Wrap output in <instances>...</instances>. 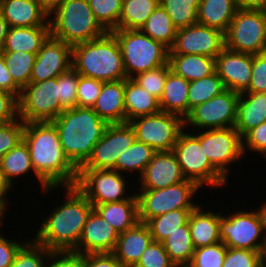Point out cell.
I'll use <instances>...</instances> for the list:
<instances>
[{
    "mask_svg": "<svg viewBox=\"0 0 266 267\" xmlns=\"http://www.w3.org/2000/svg\"><path fill=\"white\" fill-rule=\"evenodd\" d=\"M23 140L42 191L48 194L62 186H75L78 169L65 156L52 122L24 123Z\"/></svg>",
    "mask_w": 266,
    "mask_h": 267,
    "instance_id": "obj_1",
    "label": "cell"
},
{
    "mask_svg": "<svg viewBox=\"0 0 266 267\" xmlns=\"http://www.w3.org/2000/svg\"><path fill=\"white\" fill-rule=\"evenodd\" d=\"M64 189L65 202L57 205L43 219L36 236L32 238L51 251L74 250L79 243L83 227L93 209L92 203L76 188Z\"/></svg>",
    "mask_w": 266,
    "mask_h": 267,
    "instance_id": "obj_2",
    "label": "cell"
},
{
    "mask_svg": "<svg viewBox=\"0 0 266 267\" xmlns=\"http://www.w3.org/2000/svg\"><path fill=\"white\" fill-rule=\"evenodd\" d=\"M52 123L65 156L77 169L91 156L108 125L92 108L86 107L64 110Z\"/></svg>",
    "mask_w": 266,
    "mask_h": 267,
    "instance_id": "obj_3",
    "label": "cell"
},
{
    "mask_svg": "<svg viewBox=\"0 0 266 267\" xmlns=\"http://www.w3.org/2000/svg\"><path fill=\"white\" fill-rule=\"evenodd\" d=\"M72 67L103 82L127 79L118 40L112 32L72 47Z\"/></svg>",
    "mask_w": 266,
    "mask_h": 267,
    "instance_id": "obj_4",
    "label": "cell"
},
{
    "mask_svg": "<svg viewBox=\"0 0 266 267\" xmlns=\"http://www.w3.org/2000/svg\"><path fill=\"white\" fill-rule=\"evenodd\" d=\"M50 36L74 46L103 36L88 0H64L49 17Z\"/></svg>",
    "mask_w": 266,
    "mask_h": 267,
    "instance_id": "obj_5",
    "label": "cell"
},
{
    "mask_svg": "<svg viewBox=\"0 0 266 267\" xmlns=\"http://www.w3.org/2000/svg\"><path fill=\"white\" fill-rule=\"evenodd\" d=\"M112 33L118 40L127 78L168 64L170 49L140 29H118Z\"/></svg>",
    "mask_w": 266,
    "mask_h": 267,
    "instance_id": "obj_6",
    "label": "cell"
},
{
    "mask_svg": "<svg viewBox=\"0 0 266 267\" xmlns=\"http://www.w3.org/2000/svg\"><path fill=\"white\" fill-rule=\"evenodd\" d=\"M185 130L184 128L180 132L173 148L184 177L200 187H224L228 181L205 155L204 145L199 141V133L196 131V134H191Z\"/></svg>",
    "mask_w": 266,
    "mask_h": 267,
    "instance_id": "obj_7",
    "label": "cell"
},
{
    "mask_svg": "<svg viewBox=\"0 0 266 267\" xmlns=\"http://www.w3.org/2000/svg\"><path fill=\"white\" fill-rule=\"evenodd\" d=\"M200 189L197 183L186 179L162 189L138 190L135 194L139 221L147 223L151 218L176 209H195L198 205L192 199Z\"/></svg>",
    "mask_w": 266,
    "mask_h": 267,
    "instance_id": "obj_8",
    "label": "cell"
},
{
    "mask_svg": "<svg viewBox=\"0 0 266 267\" xmlns=\"http://www.w3.org/2000/svg\"><path fill=\"white\" fill-rule=\"evenodd\" d=\"M220 212V237L226 247L262 252L266 246L262 207L255 211ZM261 239V240H260ZM260 240V241H259Z\"/></svg>",
    "mask_w": 266,
    "mask_h": 267,
    "instance_id": "obj_9",
    "label": "cell"
},
{
    "mask_svg": "<svg viewBox=\"0 0 266 267\" xmlns=\"http://www.w3.org/2000/svg\"><path fill=\"white\" fill-rule=\"evenodd\" d=\"M64 111L59 103L57 77L30 82L21 89L18 115L24 123L52 122Z\"/></svg>",
    "mask_w": 266,
    "mask_h": 267,
    "instance_id": "obj_10",
    "label": "cell"
},
{
    "mask_svg": "<svg viewBox=\"0 0 266 267\" xmlns=\"http://www.w3.org/2000/svg\"><path fill=\"white\" fill-rule=\"evenodd\" d=\"M225 47L246 54L266 52V20L262 10L237 9L224 34Z\"/></svg>",
    "mask_w": 266,
    "mask_h": 267,
    "instance_id": "obj_11",
    "label": "cell"
},
{
    "mask_svg": "<svg viewBox=\"0 0 266 267\" xmlns=\"http://www.w3.org/2000/svg\"><path fill=\"white\" fill-rule=\"evenodd\" d=\"M137 141L152 147L156 152L171 151L184 129V120L175 114L160 111L129 121Z\"/></svg>",
    "mask_w": 266,
    "mask_h": 267,
    "instance_id": "obj_12",
    "label": "cell"
},
{
    "mask_svg": "<svg viewBox=\"0 0 266 267\" xmlns=\"http://www.w3.org/2000/svg\"><path fill=\"white\" fill-rule=\"evenodd\" d=\"M126 182L124 174L112 169H78L75 186L92 205H98L129 199L133 194L125 195L129 194Z\"/></svg>",
    "mask_w": 266,
    "mask_h": 267,
    "instance_id": "obj_13",
    "label": "cell"
},
{
    "mask_svg": "<svg viewBox=\"0 0 266 267\" xmlns=\"http://www.w3.org/2000/svg\"><path fill=\"white\" fill-rule=\"evenodd\" d=\"M240 93L226 89L212 99L191 109L184 119V128L191 125L203 130L234 127Z\"/></svg>",
    "mask_w": 266,
    "mask_h": 267,
    "instance_id": "obj_14",
    "label": "cell"
},
{
    "mask_svg": "<svg viewBox=\"0 0 266 267\" xmlns=\"http://www.w3.org/2000/svg\"><path fill=\"white\" fill-rule=\"evenodd\" d=\"M199 141L210 163L229 180V166L244 156L239 132L234 127L202 130Z\"/></svg>",
    "mask_w": 266,
    "mask_h": 267,
    "instance_id": "obj_15",
    "label": "cell"
},
{
    "mask_svg": "<svg viewBox=\"0 0 266 267\" xmlns=\"http://www.w3.org/2000/svg\"><path fill=\"white\" fill-rule=\"evenodd\" d=\"M136 140V133L129 122L108 124L91 156L79 169H113L118 156Z\"/></svg>",
    "mask_w": 266,
    "mask_h": 267,
    "instance_id": "obj_16",
    "label": "cell"
},
{
    "mask_svg": "<svg viewBox=\"0 0 266 267\" xmlns=\"http://www.w3.org/2000/svg\"><path fill=\"white\" fill-rule=\"evenodd\" d=\"M224 47V33L197 23L177 29L175 42L169 54H198L216 58Z\"/></svg>",
    "mask_w": 266,
    "mask_h": 267,
    "instance_id": "obj_17",
    "label": "cell"
},
{
    "mask_svg": "<svg viewBox=\"0 0 266 267\" xmlns=\"http://www.w3.org/2000/svg\"><path fill=\"white\" fill-rule=\"evenodd\" d=\"M72 67V46L51 36L36 55L30 82L58 77Z\"/></svg>",
    "mask_w": 266,
    "mask_h": 267,
    "instance_id": "obj_18",
    "label": "cell"
},
{
    "mask_svg": "<svg viewBox=\"0 0 266 267\" xmlns=\"http://www.w3.org/2000/svg\"><path fill=\"white\" fill-rule=\"evenodd\" d=\"M253 55L224 47L215 58V70L226 89L244 93L251 82Z\"/></svg>",
    "mask_w": 266,
    "mask_h": 267,
    "instance_id": "obj_19",
    "label": "cell"
},
{
    "mask_svg": "<svg viewBox=\"0 0 266 267\" xmlns=\"http://www.w3.org/2000/svg\"><path fill=\"white\" fill-rule=\"evenodd\" d=\"M138 178L140 190L162 189L186 180L173 150L156 152Z\"/></svg>",
    "mask_w": 266,
    "mask_h": 267,
    "instance_id": "obj_20",
    "label": "cell"
},
{
    "mask_svg": "<svg viewBox=\"0 0 266 267\" xmlns=\"http://www.w3.org/2000/svg\"><path fill=\"white\" fill-rule=\"evenodd\" d=\"M118 232L94 209L87 217L78 246L73 250L84 255L90 253H113Z\"/></svg>",
    "mask_w": 266,
    "mask_h": 267,
    "instance_id": "obj_21",
    "label": "cell"
},
{
    "mask_svg": "<svg viewBox=\"0 0 266 267\" xmlns=\"http://www.w3.org/2000/svg\"><path fill=\"white\" fill-rule=\"evenodd\" d=\"M152 241L148 225L139 221L119 234L113 254L123 267H133Z\"/></svg>",
    "mask_w": 266,
    "mask_h": 267,
    "instance_id": "obj_22",
    "label": "cell"
},
{
    "mask_svg": "<svg viewBox=\"0 0 266 267\" xmlns=\"http://www.w3.org/2000/svg\"><path fill=\"white\" fill-rule=\"evenodd\" d=\"M0 11L8 27L50 26L36 0H0Z\"/></svg>",
    "mask_w": 266,
    "mask_h": 267,
    "instance_id": "obj_23",
    "label": "cell"
},
{
    "mask_svg": "<svg viewBox=\"0 0 266 267\" xmlns=\"http://www.w3.org/2000/svg\"><path fill=\"white\" fill-rule=\"evenodd\" d=\"M125 79L103 82L93 110L107 124L125 123Z\"/></svg>",
    "mask_w": 266,
    "mask_h": 267,
    "instance_id": "obj_24",
    "label": "cell"
},
{
    "mask_svg": "<svg viewBox=\"0 0 266 267\" xmlns=\"http://www.w3.org/2000/svg\"><path fill=\"white\" fill-rule=\"evenodd\" d=\"M202 208L198 205L192 210L188 220L195 249L221 242L220 212L214 213V211H205Z\"/></svg>",
    "mask_w": 266,
    "mask_h": 267,
    "instance_id": "obj_25",
    "label": "cell"
},
{
    "mask_svg": "<svg viewBox=\"0 0 266 267\" xmlns=\"http://www.w3.org/2000/svg\"><path fill=\"white\" fill-rule=\"evenodd\" d=\"M93 209L111 224L118 234L124 233L139 222L138 201L135 193L126 200L93 205Z\"/></svg>",
    "mask_w": 266,
    "mask_h": 267,
    "instance_id": "obj_26",
    "label": "cell"
},
{
    "mask_svg": "<svg viewBox=\"0 0 266 267\" xmlns=\"http://www.w3.org/2000/svg\"><path fill=\"white\" fill-rule=\"evenodd\" d=\"M189 85V81L170 70L159 99L161 111L175 114L184 120L189 114Z\"/></svg>",
    "mask_w": 266,
    "mask_h": 267,
    "instance_id": "obj_27",
    "label": "cell"
},
{
    "mask_svg": "<svg viewBox=\"0 0 266 267\" xmlns=\"http://www.w3.org/2000/svg\"><path fill=\"white\" fill-rule=\"evenodd\" d=\"M266 121V93H241L234 128L243 137Z\"/></svg>",
    "mask_w": 266,
    "mask_h": 267,
    "instance_id": "obj_28",
    "label": "cell"
},
{
    "mask_svg": "<svg viewBox=\"0 0 266 267\" xmlns=\"http://www.w3.org/2000/svg\"><path fill=\"white\" fill-rule=\"evenodd\" d=\"M50 36V26L9 27L1 52L24 51L37 54Z\"/></svg>",
    "mask_w": 266,
    "mask_h": 267,
    "instance_id": "obj_29",
    "label": "cell"
},
{
    "mask_svg": "<svg viewBox=\"0 0 266 267\" xmlns=\"http://www.w3.org/2000/svg\"><path fill=\"white\" fill-rule=\"evenodd\" d=\"M125 123L133 118L161 111L159 100L143 89L132 78L125 79Z\"/></svg>",
    "mask_w": 266,
    "mask_h": 267,
    "instance_id": "obj_30",
    "label": "cell"
},
{
    "mask_svg": "<svg viewBox=\"0 0 266 267\" xmlns=\"http://www.w3.org/2000/svg\"><path fill=\"white\" fill-rule=\"evenodd\" d=\"M237 9L234 0H201L197 23L225 34Z\"/></svg>",
    "mask_w": 266,
    "mask_h": 267,
    "instance_id": "obj_31",
    "label": "cell"
},
{
    "mask_svg": "<svg viewBox=\"0 0 266 267\" xmlns=\"http://www.w3.org/2000/svg\"><path fill=\"white\" fill-rule=\"evenodd\" d=\"M171 71L191 82L211 75L215 71V58L198 54H169Z\"/></svg>",
    "mask_w": 266,
    "mask_h": 267,
    "instance_id": "obj_32",
    "label": "cell"
},
{
    "mask_svg": "<svg viewBox=\"0 0 266 267\" xmlns=\"http://www.w3.org/2000/svg\"><path fill=\"white\" fill-rule=\"evenodd\" d=\"M0 171L3 174L5 181L12 187V189L14 184L13 180L17 177L21 178L23 175H28L29 172L35 174L30 151L24 140L20 141L1 158Z\"/></svg>",
    "mask_w": 266,
    "mask_h": 267,
    "instance_id": "obj_33",
    "label": "cell"
},
{
    "mask_svg": "<svg viewBox=\"0 0 266 267\" xmlns=\"http://www.w3.org/2000/svg\"><path fill=\"white\" fill-rule=\"evenodd\" d=\"M162 244L176 267H187L191 263L195 248L188 222L179 227V230L170 233Z\"/></svg>",
    "mask_w": 266,
    "mask_h": 267,
    "instance_id": "obj_34",
    "label": "cell"
},
{
    "mask_svg": "<svg viewBox=\"0 0 266 267\" xmlns=\"http://www.w3.org/2000/svg\"><path fill=\"white\" fill-rule=\"evenodd\" d=\"M155 154L156 151L152 147L136 140L118 156L115 167L112 170L121 174L138 171L137 174L141 177Z\"/></svg>",
    "mask_w": 266,
    "mask_h": 267,
    "instance_id": "obj_35",
    "label": "cell"
},
{
    "mask_svg": "<svg viewBox=\"0 0 266 267\" xmlns=\"http://www.w3.org/2000/svg\"><path fill=\"white\" fill-rule=\"evenodd\" d=\"M159 5L160 0H122L118 29H140Z\"/></svg>",
    "mask_w": 266,
    "mask_h": 267,
    "instance_id": "obj_36",
    "label": "cell"
},
{
    "mask_svg": "<svg viewBox=\"0 0 266 267\" xmlns=\"http://www.w3.org/2000/svg\"><path fill=\"white\" fill-rule=\"evenodd\" d=\"M140 30L169 49L173 46L177 33L169 14L161 5L152 12Z\"/></svg>",
    "mask_w": 266,
    "mask_h": 267,
    "instance_id": "obj_37",
    "label": "cell"
},
{
    "mask_svg": "<svg viewBox=\"0 0 266 267\" xmlns=\"http://www.w3.org/2000/svg\"><path fill=\"white\" fill-rule=\"evenodd\" d=\"M192 210L194 209H176L151 218L146 224L153 241L162 243L170 233L179 230V227L188 222Z\"/></svg>",
    "mask_w": 266,
    "mask_h": 267,
    "instance_id": "obj_38",
    "label": "cell"
},
{
    "mask_svg": "<svg viewBox=\"0 0 266 267\" xmlns=\"http://www.w3.org/2000/svg\"><path fill=\"white\" fill-rule=\"evenodd\" d=\"M226 90L216 70L209 76L190 82L188 89L189 113L197 105L212 99Z\"/></svg>",
    "mask_w": 266,
    "mask_h": 267,
    "instance_id": "obj_39",
    "label": "cell"
},
{
    "mask_svg": "<svg viewBox=\"0 0 266 267\" xmlns=\"http://www.w3.org/2000/svg\"><path fill=\"white\" fill-rule=\"evenodd\" d=\"M0 53L4 58L8 72L11 74L13 81L21 89L27 86L30 83V78L37 54L24 51Z\"/></svg>",
    "mask_w": 266,
    "mask_h": 267,
    "instance_id": "obj_40",
    "label": "cell"
},
{
    "mask_svg": "<svg viewBox=\"0 0 266 267\" xmlns=\"http://www.w3.org/2000/svg\"><path fill=\"white\" fill-rule=\"evenodd\" d=\"M201 0H160V5L169 14L173 25L184 28L197 24Z\"/></svg>",
    "mask_w": 266,
    "mask_h": 267,
    "instance_id": "obj_41",
    "label": "cell"
},
{
    "mask_svg": "<svg viewBox=\"0 0 266 267\" xmlns=\"http://www.w3.org/2000/svg\"><path fill=\"white\" fill-rule=\"evenodd\" d=\"M96 21L106 32L118 30L122 0H88Z\"/></svg>",
    "mask_w": 266,
    "mask_h": 267,
    "instance_id": "obj_42",
    "label": "cell"
},
{
    "mask_svg": "<svg viewBox=\"0 0 266 267\" xmlns=\"http://www.w3.org/2000/svg\"><path fill=\"white\" fill-rule=\"evenodd\" d=\"M31 239L19 249L10 267H46L51 250Z\"/></svg>",
    "mask_w": 266,
    "mask_h": 267,
    "instance_id": "obj_43",
    "label": "cell"
},
{
    "mask_svg": "<svg viewBox=\"0 0 266 267\" xmlns=\"http://www.w3.org/2000/svg\"><path fill=\"white\" fill-rule=\"evenodd\" d=\"M59 86V103L64 110L77 107V88L79 73L71 67L57 77Z\"/></svg>",
    "mask_w": 266,
    "mask_h": 267,
    "instance_id": "obj_44",
    "label": "cell"
},
{
    "mask_svg": "<svg viewBox=\"0 0 266 267\" xmlns=\"http://www.w3.org/2000/svg\"><path fill=\"white\" fill-rule=\"evenodd\" d=\"M170 70L171 68L168 63L137 74L132 79L159 100L162 96L165 81Z\"/></svg>",
    "mask_w": 266,
    "mask_h": 267,
    "instance_id": "obj_45",
    "label": "cell"
},
{
    "mask_svg": "<svg viewBox=\"0 0 266 267\" xmlns=\"http://www.w3.org/2000/svg\"><path fill=\"white\" fill-rule=\"evenodd\" d=\"M226 250L227 247L223 242L197 248L187 267H222Z\"/></svg>",
    "mask_w": 266,
    "mask_h": 267,
    "instance_id": "obj_46",
    "label": "cell"
},
{
    "mask_svg": "<svg viewBox=\"0 0 266 267\" xmlns=\"http://www.w3.org/2000/svg\"><path fill=\"white\" fill-rule=\"evenodd\" d=\"M133 267H176L162 243L152 241Z\"/></svg>",
    "mask_w": 266,
    "mask_h": 267,
    "instance_id": "obj_47",
    "label": "cell"
},
{
    "mask_svg": "<svg viewBox=\"0 0 266 267\" xmlns=\"http://www.w3.org/2000/svg\"><path fill=\"white\" fill-rule=\"evenodd\" d=\"M103 81L79 74L77 107L93 108L100 94Z\"/></svg>",
    "mask_w": 266,
    "mask_h": 267,
    "instance_id": "obj_48",
    "label": "cell"
},
{
    "mask_svg": "<svg viewBox=\"0 0 266 267\" xmlns=\"http://www.w3.org/2000/svg\"><path fill=\"white\" fill-rule=\"evenodd\" d=\"M24 122L18 118L0 125V160L23 140Z\"/></svg>",
    "mask_w": 266,
    "mask_h": 267,
    "instance_id": "obj_49",
    "label": "cell"
},
{
    "mask_svg": "<svg viewBox=\"0 0 266 267\" xmlns=\"http://www.w3.org/2000/svg\"><path fill=\"white\" fill-rule=\"evenodd\" d=\"M222 267H261V253L227 247Z\"/></svg>",
    "mask_w": 266,
    "mask_h": 267,
    "instance_id": "obj_50",
    "label": "cell"
},
{
    "mask_svg": "<svg viewBox=\"0 0 266 267\" xmlns=\"http://www.w3.org/2000/svg\"><path fill=\"white\" fill-rule=\"evenodd\" d=\"M244 93H266V52L253 55L251 82Z\"/></svg>",
    "mask_w": 266,
    "mask_h": 267,
    "instance_id": "obj_51",
    "label": "cell"
},
{
    "mask_svg": "<svg viewBox=\"0 0 266 267\" xmlns=\"http://www.w3.org/2000/svg\"><path fill=\"white\" fill-rule=\"evenodd\" d=\"M246 149L258 152L262 157L266 158V121L249 130L242 137V150L245 156Z\"/></svg>",
    "mask_w": 266,
    "mask_h": 267,
    "instance_id": "obj_52",
    "label": "cell"
},
{
    "mask_svg": "<svg viewBox=\"0 0 266 267\" xmlns=\"http://www.w3.org/2000/svg\"><path fill=\"white\" fill-rule=\"evenodd\" d=\"M46 267H85V255L73 250L51 251Z\"/></svg>",
    "mask_w": 266,
    "mask_h": 267,
    "instance_id": "obj_53",
    "label": "cell"
},
{
    "mask_svg": "<svg viewBox=\"0 0 266 267\" xmlns=\"http://www.w3.org/2000/svg\"><path fill=\"white\" fill-rule=\"evenodd\" d=\"M18 118V98L14 94L0 90V125Z\"/></svg>",
    "mask_w": 266,
    "mask_h": 267,
    "instance_id": "obj_54",
    "label": "cell"
},
{
    "mask_svg": "<svg viewBox=\"0 0 266 267\" xmlns=\"http://www.w3.org/2000/svg\"><path fill=\"white\" fill-rule=\"evenodd\" d=\"M27 242L0 235V267H10L19 249Z\"/></svg>",
    "mask_w": 266,
    "mask_h": 267,
    "instance_id": "obj_55",
    "label": "cell"
},
{
    "mask_svg": "<svg viewBox=\"0 0 266 267\" xmlns=\"http://www.w3.org/2000/svg\"><path fill=\"white\" fill-rule=\"evenodd\" d=\"M85 267H123L113 253H90L85 255Z\"/></svg>",
    "mask_w": 266,
    "mask_h": 267,
    "instance_id": "obj_56",
    "label": "cell"
},
{
    "mask_svg": "<svg viewBox=\"0 0 266 267\" xmlns=\"http://www.w3.org/2000/svg\"><path fill=\"white\" fill-rule=\"evenodd\" d=\"M0 90L14 94L17 98L20 96L21 88L13 81L8 72L4 58L0 53Z\"/></svg>",
    "mask_w": 266,
    "mask_h": 267,
    "instance_id": "obj_57",
    "label": "cell"
},
{
    "mask_svg": "<svg viewBox=\"0 0 266 267\" xmlns=\"http://www.w3.org/2000/svg\"><path fill=\"white\" fill-rule=\"evenodd\" d=\"M238 9L262 10L266 0H234Z\"/></svg>",
    "mask_w": 266,
    "mask_h": 267,
    "instance_id": "obj_58",
    "label": "cell"
},
{
    "mask_svg": "<svg viewBox=\"0 0 266 267\" xmlns=\"http://www.w3.org/2000/svg\"><path fill=\"white\" fill-rule=\"evenodd\" d=\"M11 186L5 181L3 174L0 171V207L6 211L8 210L7 194L11 191ZM7 207V208H6Z\"/></svg>",
    "mask_w": 266,
    "mask_h": 267,
    "instance_id": "obj_59",
    "label": "cell"
},
{
    "mask_svg": "<svg viewBox=\"0 0 266 267\" xmlns=\"http://www.w3.org/2000/svg\"><path fill=\"white\" fill-rule=\"evenodd\" d=\"M41 9L47 14L48 17L60 6L64 0H36Z\"/></svg>",
    "mask_w": 266,
    "mask_h": 267,
    "instance_id": "obj_60",
    "label": "cell"
},
{
    "mask_svg": "<svg viewBox=\"0 0 266 267\" xmlns=\"http://www.w3.org/2000/svg\"><path fill=\"white\" fill-rule=\"evenodd\" d=\"M8 28H9L8 24L4 20L2 13L0 11V52L2 51Z\"/></svg>",
    "mask_w": 266,
    "mask_h": 267,
    "instance_id": "obj_61",
    "label": "cell"
},
{
    "mask_svg": "<svg viewBox=\"0 0 266 267\" xmlns=\"http://www.w3.org/2000/svg\"><path fill=\"white\" fill-rule=\"evenodd\" d=\"M262 216L264 222V236H265V243H266V202L262 203Z\"/></svg>",
    "mask_w": 266,
    "mask_h": 267,
    "instance_id": "obj_62",
    "label": "cell"
},
{
    "mask_svg": "<svg viewBox=\"0 0 266 267\" xmlns=\"http://www.w3.org/2000/svg\"><path fill=\"white\" fill-rule=\"evenodd\" d=\"M261 267H266V246L261 252Z\"/></svg>",
    "mask_w": 266,
    "mask_h": 267,
    "instance_id": "obj_63",
    "label": "cell"
},
{
    "mask_svg": "<svg viewBox=\"0 0 266 267\" xmlns=\"http://www.w3.org/2000/svg\"><path fill=\"white\" fill-rule=\"evenodd\" d=\"M4 214H6L5 211L0 207V228H1V226H3V224H4V223L2 222L3 219H5V218H4Z\"/></svg>",
    "mask_w": 266,
    "mask_h": 267,
    "instance_id": "obj_64",
    "label": "cell"
},
{
    "mask_svg": "<svg viewBox=\"0 0 266 267\" xmlns=\"http://www.w3.org/2000/svg\"><path fill=\"white\" fill-rule=\"evenodd\" d=\"M264 16H265V20H266V6L262 9Z\"/></svg>",
    "mask_w": 266,
    "mask_h": 267,
    "instance_id": "obj_65",
    "label": "cell"
}]
</instances>
